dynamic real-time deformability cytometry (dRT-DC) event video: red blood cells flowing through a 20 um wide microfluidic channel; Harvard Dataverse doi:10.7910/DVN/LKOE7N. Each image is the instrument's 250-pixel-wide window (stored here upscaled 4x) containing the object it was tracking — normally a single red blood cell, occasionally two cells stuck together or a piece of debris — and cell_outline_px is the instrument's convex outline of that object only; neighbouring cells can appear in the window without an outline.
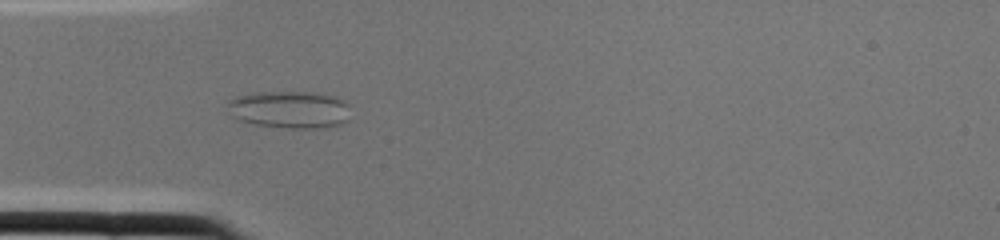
{"species": "common noctule bat (a hibernating species)", "species_latin": "Nyctalus noctula", "temperature_condition": "cold", "stored_images_in_passage": 2, "camera_frame_rate_fps": 3000, "um_per_image_px": 0.085, "animal": {"sex": "female", "body_mass_g": 22.0, "forearm_length_mm": 56.7}, "frame": {"image": 1, "passage_image": 2, "time_ms": 0.333, "image_size_px": [1000, 240], "cell_outline_px": [[348, 120], [340, 124], [324, 128], [288, 128], [256, 124], [240, 120], [232, 116], [228, 104], [228, 100], [236, 96], [252, 92], [312, 92], [332, 96], [344, 100], [348, 104]], "centroid_in_image_um": [24.62, 9.31], "position_along_channel_um": 60.4, "area_um2": 26.7}}